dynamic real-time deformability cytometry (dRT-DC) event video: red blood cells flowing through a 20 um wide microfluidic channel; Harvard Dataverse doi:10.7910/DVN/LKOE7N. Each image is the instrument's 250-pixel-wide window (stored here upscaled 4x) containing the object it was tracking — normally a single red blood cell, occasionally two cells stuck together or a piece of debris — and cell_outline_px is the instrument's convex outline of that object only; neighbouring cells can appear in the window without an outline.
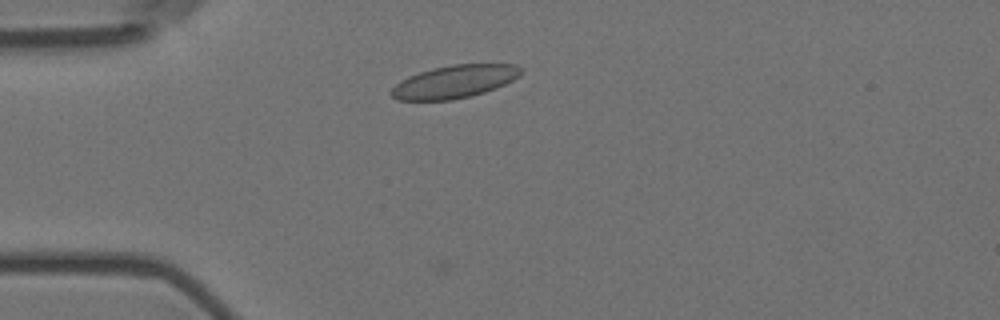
{"species": "Egyptian fruit bat (a non-hibernating species)", "species_latin": "Rousettus aegyptiacus", "temperature_condition": "room temperature", "stored_images_in_passage": 5, "camera_frame_rate_fps": 3000, "um_per_image_px": 0.085, "animal": {"sex": "female"}, "frame": {"image": 1, "passage_image": 2, "time_ms": 0.333, "image_size_px": [1000, 320], "cell_outline_px": [[520, 76], [496, 88], [472, 96], [452, 100], [396, 100], [388, 92], [400, 80], [408, 76], [432, 68], [452, 64], [516, 64], [520, 68]], "centroid_in_image_um": [38.59, 6.94], "position_along_channel_um": 46.4, "area_um2": 24.85}}
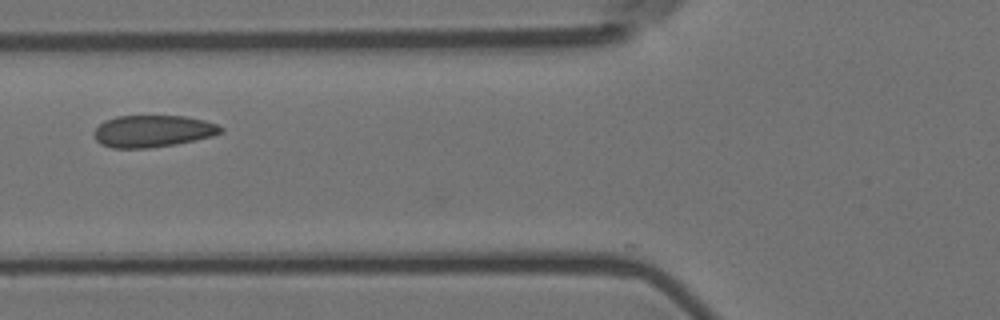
{"frame": {"image": 2, "passage_image": 4, "time_ms": 1.0, "image_size_px": [1000, 320], "cell_outline_px": [[224, 132], [212, 136], [176, 144], [148, 148], [112, 148], [100, 144], [96, 140], [92, 132], [104, 120], [116, 116], [184, 116], [204, 120], [216, 124], [224, 128]], "centroid_in_image_um": [12.97, 11.15], "position_along_channel_um": 112.8, "area_um2": 23.7}}
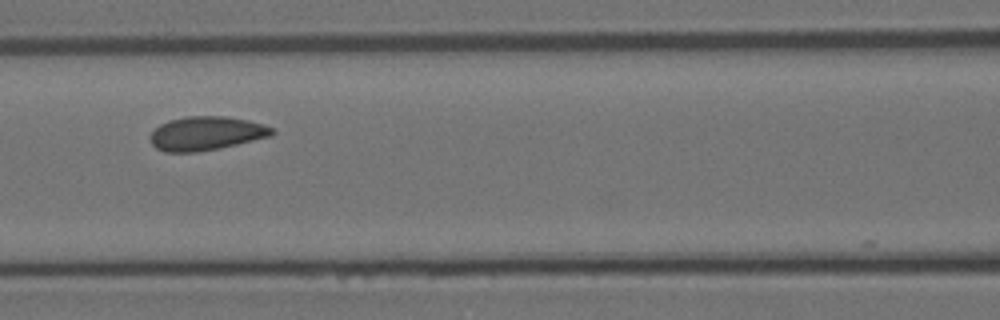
{"frame": {"image": 3, "passage_image": 5, "time_ms": 1.333, "image_size_px": [1000, 320], "cell_outline_px": [[276, 132], [272, 136], [220, 148], [196, 152], [164, 152], [156, 148], [152, 144], [148, 136], [160, 124], [168, 120], [184, 116], [228, 116], [248, 120], [264, 124], [272, 128]], "centroid_in_image_um": [17.52, 11.33], "position_along_channel_um": 149.1, "area_um2": 24.28}}